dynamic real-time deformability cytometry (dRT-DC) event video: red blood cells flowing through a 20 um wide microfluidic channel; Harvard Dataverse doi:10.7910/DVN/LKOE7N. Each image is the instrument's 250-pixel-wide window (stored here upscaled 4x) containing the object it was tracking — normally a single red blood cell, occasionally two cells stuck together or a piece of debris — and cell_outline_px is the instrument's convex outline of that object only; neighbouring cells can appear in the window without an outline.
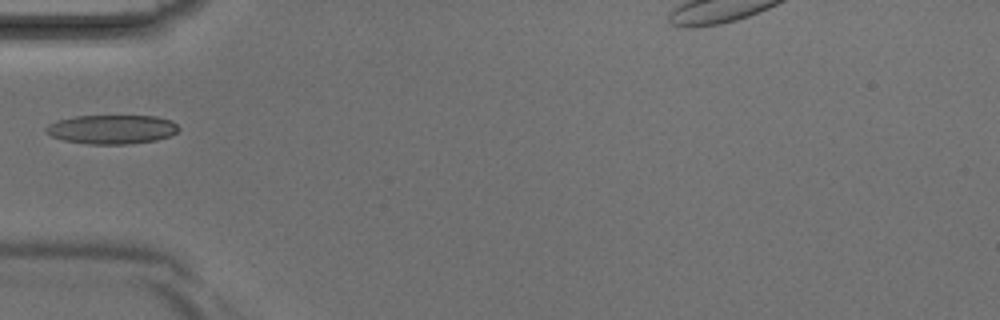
{"species": "Egyptian fruit bat (a non-hibernating species)", "species_latin": "Rousettus aegyptiacus", "temperature_condition": "room temperature", "stored_images_in_passage": 4, "camera_frame_rate_fps": 3000, "um_per_image_px": 0.085, "animal": {"sex": "male"}, "frame": {"image": 1, "passage_image": 4, "time_ms": 1.0, "image_size_px": [1000, 320], "cell_outline_px": [[180, 128], [176, 132], [168, 136], [156, 140], [128, 144], [88, 144], [64, 140], [52, 136], [44, 132], [44, 128], [48, 124], [56, 120], [76, 116], [156, 116], [172, 120]], "centroid_in_image_um": [9.48, 10.99], "position_along_channel_um": 75.5, "area_um2": 22.54}}